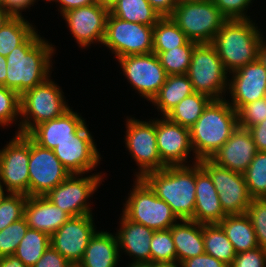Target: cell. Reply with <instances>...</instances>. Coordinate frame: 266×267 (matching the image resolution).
I'll return each instance as SVG.
<instances>
[{
  "instance_id": "1",
  "label": "cell",
  "mask_w": 266,
  "mask_h": 267,
  "mask_svg": "<svg viewBox=\"0 0 266 267\" xmlns=\"http://www.w3.org/2000/svg\"><path fill=\"white\" fill-rule=\"evenodd\" d=\"M37 29L22 45L6 56V81L3 85L20 96L52 76L56 45L40 35ZM54 61V62H53Z\"/></svg>"
},
{
  "instance_id": "2",
  "label": "cell",
  "mask_w": 266,
  "mask_h": 267,
  "mask_svg": "<svg viewBox=\"0 0 266 267\" xmlns=\"http://www.w3.org/2000/svg\"><path fill=\"white\" fill-rule=\"evenodd\" d=\"M253 19L226 20L215 35L212 45L228 73L258 59L262 35Z\"/></svg>"
},
{
  "instance_id": "3",
  "label": "cell",
  "mask_w": 266,
  "mask_h": 267,
  "mask_svg": "<svg viewBox=\"0 0 266 267\" xmlns=\"http://www.w3.org/2000/svg\"><path fill=\"white\" fill-rule=\"evenodd\" d=\"M237 111L224 99L212 100L190 127V141L198 160L210 159L238 127Z\"/></svg>"
},
{
  "instance_id": "4",
  "label": "cell",
  "mask_w": 266,
  "mask_h": 267,
  "mask_svg": "<svg viewBox=\"0 0 266 267\" xmlns=\"http://www.w3.org/2000/svg\"><path fill=\"white\" fill-rule=\"evenodd\" d=\"M142 179L159 199L170 206L180 220L193 217L196 200L195 163L187 166H166L147 173Z\"/></svg>"
},
{
  "instance_id": "5",
  "label": "cell",
  "mask_w": 266,
  "mask_h": 267,
  "mask_svg": "<svg viewBox=\"0 0 266 267\" xmlns=\"http://www.w3.org/2000/svg\"><path fill=\"white\" fill-rule=\"evenodd\" d=\"M60 84L49 77L44 83L20 96L19 134H28L35 126L62 116L71 106Z\"/></svg>"
},
{
  "instance_id": "6",
  "label": "cell",
  "mask_w": 266,
  "mask_h": 267,
  "mask_svg": "<svg viewBox=\"0 0 266 267\" xmlns=\"http://www.w3.org/2000/svg\"><path fill=\"white\" fill-rule=\"evenodd\" d=\"M130 187L121 212L127 219L154 231L169 229L180 220L142 178H133Z\"/></svg>"
},
{
  "instance_id": "7",
  "label": "cell",
  "mask_w": 266,
  "mask_h": 267,
  "mask_svg": "<svg viewBox=\"0 0 266 267\" xmlns=\"http://www.w3.org/2000/svg\"><path fill=\"white\" fill-rule=\"evenodd\" d=\"M186 75L195 92L213 100L226 97L229 73L211 43H200L194 47Z\"/></svg>"
},
{
  "instance_id": "8",
  "label": "cell",
  "mask_w": 266,
  "mask_h": 267,
  "mask_svg": "<svg viewBox=\"0 0 266 267\" xmlns=\"http://www.w3.org/2000/svg\"><path fill=\"white\" fill-rule=\"evenodd\" d=\"M133 116V117H132ZM137 119L134 115L126 117L124 144L128 155L137 165L134 178H143L147 173L161 170L162 162L156 143V118Z\"/></svg>"
},
{
  "instance_id": "9",
  "label": "cell",
  "mask_w": 266,
  "mask_h": 267,
  "mask_svg": "<svg viewBox=\"0 0 266 267\" xmlns=\"http://www.w3.org/2000/svg\"><path fill=\"white\" fill-rule=\"evenodd\" d=\"M190 41L212 43L227 20L213 1L180 0L170 16Z\"/></svg>"
},
{
  "instance_id": "10",
  "label": "cell",
  "mask_w": 266,
  "mask_h": 267,
  "mask_svg": "<svg viewBox=\"0 0 266 267\" xmlns=\"http://www.w3.org/2000/svg\"><path fill=\"white\" fill-rule=\"evenodd\" d=\"M105 174L106 172L70 174L45 196L71 217L95 214V212L92 213L93 207H91L94 202L92 201L91 204L90 199H93L102 182H105V178L107 180V174Z\"/></svg>"
},
{
  "instance_id": "11",
  "label": "cell",
  "mask_w": 266,
  "mask_h": 267,
  "mask_svg": "<svg viewBox=\"0 0 266 267\" xmlns=\"http://www.w3.org/2000/svg\"><path fill=\"white\" fill-rule=\"evenodd\" d=\"M153 27L121 20L109 12L101 47L107 48L115 56L114 59L151 53Z\"/></svg>"
},
{
  "instance_id": "12",
  "label": "cell",
  "mask_w": 266,
  "mask_h": 267,
  "mask_svg": "<svg viewBox=\"0 0 266 267\" xmlns=\"http://www.w3.org/2000/svg\"><path fill=\"white\" fill-rule=\"evenodd\" d=\"M115 61L132 91L135 90L144 101L151 102L166 81L165 69L153 52L129 55Z\"/></svg>"
},
{
  "instance_id": "13",
  "label": "cell",
  "mask_w": 266,
  "mask_h": 267,
  "mask_svg": "<svg viewBox=\"0 0 266 267\" xmlns=\"http://www.w3.org/2000/svg\"><path fill=\"white\" fill-rule=\"evenodd\" d=\"M0 149V183L8 193L29 196L30 137L15 133Z\"/></svg>"
},
{
  "instance_id": "14",
  "label": "cell",
  "mask_w": 266,
  "mask_h": 267,
  "mask_svg": "<svg viewBox=\"0 0 266 267\" xmlns=\"http://www.w3.org/2000/svg\"><path fill=\"white\" fill-rule=\"evenodd\" d=\"M198 163L210 175L226 215L244 214L252 202L244 174L221 167L210 159Z\"/></svg>"
},
{
  "instance_id": "15",
  "label": "cell",
  "mask_w": 266,
  "mask_h": 267,
  "mask_svg": "<svg viewBox=\"0 0 266 267\" xmlns=\"http://www.w3.org/2000/svg\"><path fill=\"white\" fill-rule=\"evenodd\" d=\"M88 125L86 123L71 139L64 140L53 149L56 157L71 174L92 173L101 165L103 155L97 148Z\"/></svg>"
},
{
  "instance_id": "16",
  "label": "cell",
  "mask_w": 266,
  "mask_h": 267,
  "mask_svg": "<svg viewBox=\"0 0 266 267\" xmlns=\"http://www.w3.org/2000/svg\"><path fill=\"white\" fill-rule=\"evenodd\" d=\"M156 143L166 166H187L199 161L191 146L190 129L170 121L166 116L156 117Z\"/></svg>"
},
{
  "instance_id": "17",
  "label": "cell",
  "mask_w": 266,
  "mask_h": 267,
  "mask_svg": "<svg viewBox=\"0 0 266 267\" xmlns=\"http://www.w3.org/2000/svg\"><path fill=\"white\" fill-rule=\"evenodd\" d=\"M29 196H45L71 173L53 150L41 147L30 138Z\"/></svg>"
},
{
  "instance_id": "18",
  "label": "cell",
  "mask_w": 266,
  "mask_h": 267,
  "mask_svg": "<svg viewBox=\"0 0 266 267\" xmlns=\"http://www.w3.org/2000/svg\"><path fill=\"white\" fill-rule=\"evenodd\" d=\"M108 14L107 8L95 3L68 10L61 16L65 21L66 28L76 40L78 48L83 50L90 49L94 44L101 47Z\"/></svg>"
},
{
  "instance_id": "19",
  "label": "cell",
  "mask_w": 266,
  "mask_h": 267,
  "mask_svg": "<svg viewBox=\"0 0 266 267\" xmlns=\"http://www.w3.org/2000/svg\"><path fill=\"white\" fill-rule=\"evenodd\" d=\"M94 214L71 217L53 235L50 246L69 262H80L90 238L98 230Z\"/></svg>"
},
{
  "instance_id": "20",
  "label": "cell",
  "mask_w": 266,
  "mask_h": 267,
  "mask_svg": "<svg viewBox=\"0 0 266 267\" xmlns=\"http://www.w3.org/2000/svg\"><path fill=\"white\" fill-rule=\"evenodd\" d=\"M226 96L225 99L236 111L266 97V69L259 59L229 73Z\"/></svg>"
},
{
  "instance_id": "21",
  "label": "cell",
  "mask_w": 266,
  "mask_h": 267,
  "mask_svg": "<svg viewBox=\"0 0 266 267\" xmlns=\"http://www.w3.org/2000/svg\"><path fill=\"white\" fill-rule=\"evenodd\" d=\"M257 152L250 131L238 126L210 160L233 172L244 174Z\"/></svg>"
},
{
  "instance_id": "22",
  "label": "cell",
  "mask_w": 266,
  "mask_h": 267,
  "mask_svg": "<svg viewBox=\"0 0 266 267\" xmlns=\"http://www.w3.org/2000/svg\"><path fill=\"white\" fill-rule=\"evenodd\" d=\"M119 228H116L115 235L118 241L120 257L125 254L132 259L131 262L151 263L150 242L154 230L132 222L122 213L119 214Z\"/></svg>"
},
{
  "instance_id": "23",
  "label": "cell",
  "mask_w": 266,
  "mask_h": 267,
  "mask_svg": "<svg viewBox=\"0 0 266 267\" xmlns=\"http://www.w3.org/2000/svg\"><path fill=\"white\" fill-rule=\"evenodd\" d=\"M72 108L60 117L40 123L27 135L41 147L53 150L59 143L71 139L87 123L82 113Z\"/></svg>"
},
{
  "instance_id": "24",
  "label": "cell",
  "mask_w": 266,
  "mask_h": 267,
  "mask_svg": "<svg viewBox=\"0 0 266 267\" xmlns=\"http://www.w3.org/2000/svg\"><path fill=\"white\" fill-rule=\"evenodd\" d=\"M196 200L194 215L190 220L199 224H218L226 214L224 213L218 192L210 178V175L195 163Z\"/></svg>"
},
{
  "instance_id": "25",
  "label": "cell",
  "mask_w": 266,
  "mask_h": 267,
  "mask_svg": "<svg viewBox=\"0 0 266 267\" xmlns=\"http://www.w3.org/2000/svg\"><path fill=\"white\" fill-rule=\"evenodd\" d=\"M24 218L31 229L53 235L71 216L46 196H27Z\"/></svg>"
},
{
  "instance_id": "26",
  "label": "cell",
  "mask_w": 266,
  "mask_h": 267,
  "mask_svg": "<svg viewBox=\"0 0 266 267\" xmlns=\"http://www.w3.org/2000/svg\"><path fill=\"white\" fill-rule=\"evenodd\" d=\"M120 261L115 232L101 229L97 230L90 238L84 256L79 263L82 267H118Z\"/></svg>"
},
{
  "instance_id": "27",
  "label": "cell",
  "mask_w": 266,
  "mask_h": 267,
  "mask_svg": "<svg viewBox=\"0 0 266 267\" xmlns=\"http://www.w3.org/2000/svg\"><path fill=\"white\" fill-rule=\"evenodd\" d=\"M177 263L205 253L203 224L190 219H181L171 228Z\"/></svg>"
},
{
  "instance_id": "28",
  "label": "cell",
  "mask_w": 266,
  "mask_h": 267,
  "mask_svg": "<svg viewBox=\"0 0 266 267\" xmlns=\"http://www.w3.org/2000/svg\"><path fill=\"white\" fill-rule=\"evenodd\" d=\"M194 92L186 74L167 75L165 83L150 104L157 110V116H166L183 98Z\"/></svg>"
},
{
  "instance_id": "29",
  "label": "cell",
  "mask_w": 266,
  "mask_h": 267,
  "mask_svg": "<svg viewBox=\"0 0 266 267\" xmlns=\"http://www.w3.org/2000/svg\"><path fill=\"white\" fill-rule=\"evenodd\" d=\"M218 224L232 243L236 254L259 247L251 220L246 213L226 215Z\"/></svg>"
},
{
  "instance_id": "30",
  "label": "cell",
  "mask_w": 266,
  "mask_h": 267,
  "mask_svg": "<svg viewBox=\"0 0 266 267\" xmlns=\"http://www.w3.org/2000/svg\"><path fill=\"white\" fill-rule=\"evenodd\" d=\"M121 20L154 26L162 17L148 0H118L109 11Z\"/></svg>"
},
{
  "instance_id": "31",
  "label": "cell",
  "mask_w": 266,
  "mask_h": 267,
  "mask_svg": "<svg viewBox=\"0 0 266 267\" xmlns=\"http://www.w3.org/2000/svg\"><path fill=\"white\" fill-rule=\"evenodd\" d=\"M25 17L12 16L0 29V55L6 57L37 30L36 25Z\"/></svg>"
},
{
  "instance_id": "32",
  "label": "cell",
  "mask_w": 266,
  "mask_h": 267,
  "mask_svg": "<svg viewBox=\"0 0 266 267\" xmlns=\"http://www.w3.org/2000/svg\"><path fill=\"white\" fill-rule=\"evenodd\" d=\"M212 100L207 95L194 92L183 98L166 117L174 123L190 128Z\"/></svg>"
},
{
  "instance_id": "33",
  "label": "cell",
  "mask_w": 266,
  "mask_h": 267,
  "mask_svg": "<svg viewBox=\"0 0 266 267\" xmlns=\"http://www.w3.org/2000/svg\"><path fill=\"white\" fill-rule=\"evenodd\" d=\"M204 250L230 266L236 256L232 243L219 224H203Z\"/></svg>"
},
{
  "instance_id": "34",
  "label": "cell",
  "mask_w": 266,
  "mask_h": 267,
  "mask_svg": "<svg viewBox=\"0 0 266 267\" xmlns=\"http://www.w3.org/2000/svg\"><path fill=\"white\" fill-rule=\"evenodd\" d=\"M189 39L171 17H162L153 27V53L185 45Z\"/></svg>"
},
{
  "instance_id": "35",
  "label": "cell",
  "mask_w": 266,
  "mask_h": 267,
  "mask_svg": "<svg viewBox=\"0 0 266 267\" xmlns=\"http://www.w3.org/2000/svg\"><path fill=\"white\" fill-rule=\"evenodd\" d=\"M50 246V236L47 233L28 228L14 255L27 267H33Z\"/></svg>"
},
{
  "instance_id": "36",
  "label": "cell",
  "mask_w": 266,
  "mask_h": 267,
  "mask_svg": "<svg viewBox=\"0 0 266 267\" xmlns=\"http://www.w3.org/2000/svg\"><path fill=\"white\" fill-rule=\"evenodd\" d=\"M198 43L188 41L185 45L161 53H155L167 75L186 74L191 55Z\"/></svg>"
},
{
  "instance_id": "37",
  "label": "cell",
  "mask_w": 266,
  "mask_h": 267,
  "mask_svg": "<svg viewBox=\"0 0 266 267\" xmlns=\"http://www.w3.org/2000/svg\"><path fill=\"white\" fill-rule=\"evenodd\" d=\"M250 196L266 198V152L258 151L244 173Z\"/></svg>"
},
{
  "instance_id": "38",
  "label": "cell",
  "mask_w": 266,
  "mask_h": 267,
  "mask_svg": "<svg viewBox=\"0 0 266 267\" xmlns=\"http://www.w3.org/2000/svg\"><path fill=\"white\" fill-rule=\"evenodd\" d=\"M150 248L151 264L177 263V255L170 228L154 231Z\"/></svg>"
},
{
  "instance_id": "39",
  "label": "cell",
  "mask_w": 266,
  "mask_h": 267,
  "mask_svg": "<svg viewBox=\"0 0 266 267\" xmlns=\"http://www.w3.org/2000/svg\"><path fill=\"white\" fill-rule=\"evenodd\" d=\"M16 124V125H15ZM20 95L4 86H0V127L7 129L14 126L19 133Z\"/></svg>"
},
{
  "instance_id": "40",
  "label": "cell",
  "mask_w": 266,
  "mask_h": 267,
  "mask_svg": "<svg viewBox=\"0 0 266 267\" xmlns=\"http://www.w3.org/2000/svg\"><path fill=\"white\" fill-rule=\"evenodd\" d=\"M27 195L7 193L0 203V231L24 217Z\"/></svg>"
},
{
  "instance_id": "41",
  "label": "cell",
  "mask_w": 266,
  "mask_h": 267,
  "mask_svg": "<svg viewBox=\"0 0 266 267\" xmlns=\"http://www.w3.org/2000/svg\"><path fill=\"white\" fill-rule=\"evenodd\" d=\"M28 228L23 217L0 231V257L14 255Z\"/></svg>"
},
{
  "instance_id": "42",
  "label": "cell",
  "mask_w": 266,
  "mask_h": 267,
  "mask_svg": "<svg viewBox=\"0 0 266 267\" xmlns=\"http://www.w3.org/2000/svg\"><path fill=\"white\" fill-rule=\"evenodd\" d=\"M246 214L251 220L258 246L266 250V198L252 199Z\"/></svg>"
},
{
  "instance_id": "43",
  "label": "cell",
  "mask_w": 266,
  "mask_h": 267,
  "mask_svg": "<svg viewBox=\"0 0 266 267\" xmlns=\"http://www.w3.org/2000/svg\"><path fill=\"white\" fill-rule=\"evenodd\" d=\"M238 125L241 128L250 127L266 119V97L242 106L237 111Z\"/></svg>"
},
{
  "instance_id": "44",
  "label": "cell",
  "mask_w": 266,
  "mask_h": 267,
  "mask_svg": "<svg viewBox=\"0 0 266 267\" xmlns=\"http://www.w3.org/2000/svg\"><path fill=\"white\" fill-rule=\"evenodd\" d=\"M254 1L255 0H213L216 7L227 20L255 19L250 15V7H254Z\"/></svg>"
},
{
  "instance_id": "45",
  "label": "cell",
  "mask_w": 266,
  "mask_h": 267,
  "mask_svg": "<svg viewBox=\"0 0 266 267\" xmlns=\"http://www.w3.org/2000/svg\"><path fill=\"white\" fill-rule=\"evenodd\" d=\"M229 267H266V250L257 247L238 253Z\"/></svg>"
},
{
  "instance_id": "46",
  "label": "cell",
  "mask_w": 266,
  "mask_h": 267,
  "mask_svg": "<svg viewBox=\"0 0 266 267\" xmlns=\"http://www.w3.org/2000/svg\"><path fill=\"white\" fill-rule=\"evenodd\" d=\"M68 262L58 251L49 246L33 267H65Z\"/></svg>"
},
{
  "instance_id": "47",
  "label": "cell",
  "mask_w": 266,
  "mask_h": 267,
  "mask_svg": "<svg viewBox=\"0 0 266 267\" xmlns=\"http://www.w3.org/2000/svg\"><path fill=\"white\" fill-rule=\"evenodd\" d=\"M181 267H229L224 262L217 260L209 254H202L190 259H185L180 263Z\"/></svg>"
},
{
  "instance_id": "48",
  "label": "cell",
  "mask_w": 266,
  "mask_h": 267,
  "mask_svg": "<svg viewBox=\"0 0 266 267\" xmlns=\"http://www.w3.org/2000/svg\"><path fill=\"white\" fill-rule=\"evenodd\" d=\"M1 4L13 16H23L22 12L31 10L30 7L37 5V0H1Z\"/></svg>"
},
{
  "instance_id": "49",
  "label": "cell",
  "mask_w": 266,
  "mask_h": 267,
  "mask_svg": "<svg viewBox=\"0 0 266 267\" xmlns=\"http://www.w3.org/2000/svg\"><path fill=\"white\" fill-rule=\"evenodd\" d=\"M258 151L266 152V119L248 129Z\"/></svg>"
},
{
  "instance_id": "50",
  "label": "cell",
  "mask_w": 266,
  "mask_h": 267,
  "mask_svg": "<svg viewBox=\"0 0 266 267\" xmlns=\"http://www.w3.org/2000/svg\"><path fill=\"white\" fill-rule=\"evenodd\" d=\"M161 17H170L180 0H148Z\"/></svg>"
},
{
  "instance_id": "51",
  "label": "cell",
  "mask_w": 266,
  "mask_h": 267,
  "mask_svg": "<svg viewBox=\"0 0 266 267\" xmlns=\"http://www.w3.org/2000/svg\"><path fill=\"white\" fill-rule=\"evenodd\" d=\"M95 3H97V0H58L56 8L61 16L68 10L82 6L93 5Z\"/></svg>"
},
{
  "instance_id": "52",
  "label": "cell",
  "mask_w": 266,
  "mask_h": 267,
  "mask_svg": "<svg viewBox=\"0 0 266 267\" xmlns=\"http://www.w3.org/2000/svg\"><path fill=\"white\" fill-rule=\"evenodd\" d=\"M0 267H27V266L15 255H9L5 257H0Z\"/></svg>"
},
{
  "instance_id": "53",
  "label": "cell",
  "mask_w": 266,
  "mask_h": 267,
  "mask_svg": "<svg viewBox=\"0 0 266 267\" xmlns=\"http://www.w3.org/2000/svg\"><path fill=\"white\" fill-rule=\"evenodd\" d=\"M264 34L266 33H263L262 38H261L259 52H258V59L263 64L264 68L266 69V37L264 36Z\"/></svg>"
},
{
  "instance_id": "54",
  "label": "cell",
  "mask_w": 266,
  "mask_h": 267,
  "mask_svg": "<svg viewBox=\"0 0 266 267\" xmlns=\"http://www.w3.org/2000/svg\"><path fill=\"white\" fill-rule=\"evenodd\" d=\"M7 59L5 56L0 55V86H3L6 81V67H7Z\"/></svg>"
},
{
  "instance_id": "55",
  "label": "cell",
  "mask_w": 266,
  "mask_h": 267,
  "mask_svg": "<svg viewBox=\"0 0 266 267\" xmlns=\"http://www.w3.org/2000/svg\"><path fill=\"white\" fill-rule=\"evenodd\" d=\"M13 15L5 8L0 7V29Z\"/></svg>"
},
{
  "instance_id": "56",
  "label": "cell",
  "mask_w": 266,
  "mask_h": 267,
  "mask_svg": "<svg viewBox=\"0 0 266 267\" xmlns=\"http://www.w3.org/2000/svg\"><path fill=\"white\" fill-rule=\"evenodd\" d=\"M117 1L118 0H97V3L110 11L111 8L117 3Z\"/></svg>"
},
{
  "instance_id": "57",
  "label": "cell",
  "mask_w": 266,
  "mask_h": 267,
  "mask_svg": "<svg viewBox=\"0 0 266 267\" xmlns=\"http://www.w3.org/2000/svg\"><path fill=\"white\" fill-rule=\"evenodd\" d=\"M124 267V266H121ZM126 267H148V263H140V262H129L126 263Z\"/></svg>"
},
{
  "instance_id": "58",
  "label": "cell",
  "mask_w": 266,
  "mask_h": 267,
  "mask_svg": "<svg viewBox=\"0 0 266 267\" xmlns=\"http://www.w3.org/2000/svg\"><path fill=\"white\" fill-rule=\"evenodd\" d=\"M148 267H181L180 264H151L148 263Z\"/></svg>"
},
{
  "instance_id": "59",
  "label": "cell",
  "mask_w": 266,
  "mask_h": 267,
  "mask_svg": "<svg viewBox=\"0 0 266 267\" xmlns=\"http://www.w3.org/2000/svg\"><path fill=\"white\" fill-rule=\"evenodd\" d=\"M7 191L4 189L3 185L0 183V203L3 198L7 195Z\"/></svg>"
},
{
  "instance_id": "60",
  "label": "cell",
  "mask_w": 266,
  "mask_h": 267,
  "mask_svg": "<svg viewBox=\"0 0 266 267\" xmlns=\"http://www.w3.org/2000/svg\"><path fill=\"white\" fill-rule=\"evenodd\" d=\"M65 267H82V266L78 262H68V264Z\"/></svg>"
},
{
  "instance_id": "61",
  "label": "cell",
  "mask_w": 266,
  "mask_h": 267,
  "mask_svg": "<svg viewBox=\"0 0 266 267\" xmlns=\"http://www.w3.org/2000/svg\"><path fill=\"white\" fill-rule=\"evenodd\" d=\"M38 1H40V0H37V3H38ZM43 1H46V4L47 3H54L55 2V4L58 2V0H43Z\"/></svg>"
},
{
  "instance_id": "62",
  "label": "cell",
  "mask_w": 266,
  "mask_h": 267,
  "mask_svg": "<svg viewBox=\"0 0 266 267\" xmlns=\"http://www.w3.org/2000/svg\"><path fill=\"white\" fill-rule=\"evenodd\" d=\"M186 1H213V0H186Z\"/></svg>"
}]
</instances>
